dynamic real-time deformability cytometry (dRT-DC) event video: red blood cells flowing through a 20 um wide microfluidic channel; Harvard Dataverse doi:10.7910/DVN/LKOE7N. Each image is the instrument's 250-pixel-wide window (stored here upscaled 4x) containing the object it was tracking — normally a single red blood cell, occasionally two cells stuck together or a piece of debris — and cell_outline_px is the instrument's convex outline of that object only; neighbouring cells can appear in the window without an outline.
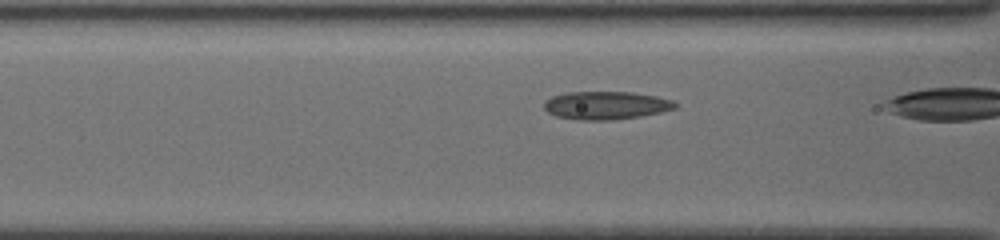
{"species": "common noctule bat (a hibernating species)", "species_latin": "Nyctalus noctula", "temperature_condition": "cold", "stored_images_in_passage": 7, "camera_frame_rate_fps": 3000, "um_per_image_px": 0.085, "animal": {"sex": "female", "body_mass_g": 19.5, "forearm_length_mm": 54.1}, "frame": {"image": 1, "passage_image": 4, "time_ms": 1.0, "image_size_px": [1000, 240], "cell_outline_px": [[676, 108], [660, 112], [640, 116], [604, 120], [580, 120], [556, 116], [548, 112], [544, 108], [544, 104], [552, 96], [568, 92], [632, 92], [656, 96], [672, 100], [676, 104]], "centroid_in_image_um": [51.5, 8.95], "position_along_channel_um": 115.1, "area_um2": 21.15}}